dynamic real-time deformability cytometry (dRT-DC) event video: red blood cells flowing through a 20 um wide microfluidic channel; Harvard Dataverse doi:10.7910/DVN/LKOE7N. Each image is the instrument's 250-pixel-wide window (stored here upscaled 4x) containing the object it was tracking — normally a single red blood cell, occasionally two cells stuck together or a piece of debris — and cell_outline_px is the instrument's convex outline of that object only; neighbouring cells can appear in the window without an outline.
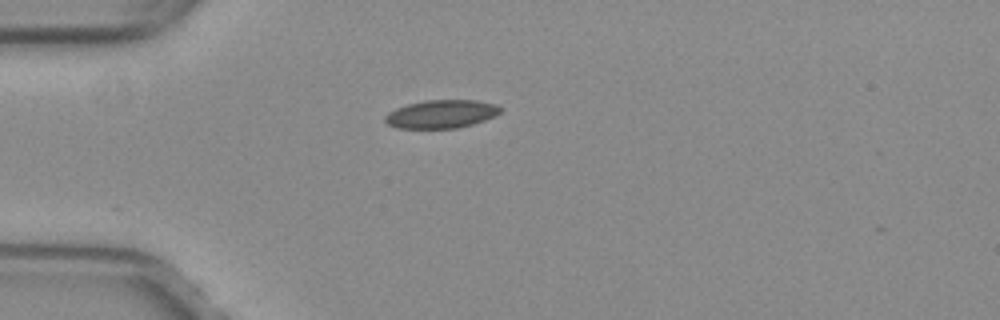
{"species": "common noctule bat (a hibernating species)", "species_latin": "Nyctalus noctula", "temperature_condition": "warm", "stored_images_in_passage": 39, "camera_frame_rate_fps": 3000, "um_per_image_px": 0.085, "animal": {"sex": "female", "body_mass_g": 29.2, "forearm_length_mm": 56.3}, "frame": {"image": 1, "passage_image": 1, "time_ms": 0.0, "image_size_px": [1000, 320], "cell_outline_px": [[500, 112], [496, 116], [472, 124], [456, 128], [396, 128], [388, 124], [384, 120], [384, 116], [388, 112], [396, 108], [408, 104], [424, 100], [476, 100], [496, 104], [500, 108]], "centroid_in_image_um": [37.49, 9.69], "position_along_channel_um": 47.5, "area_um2": 18.96}}
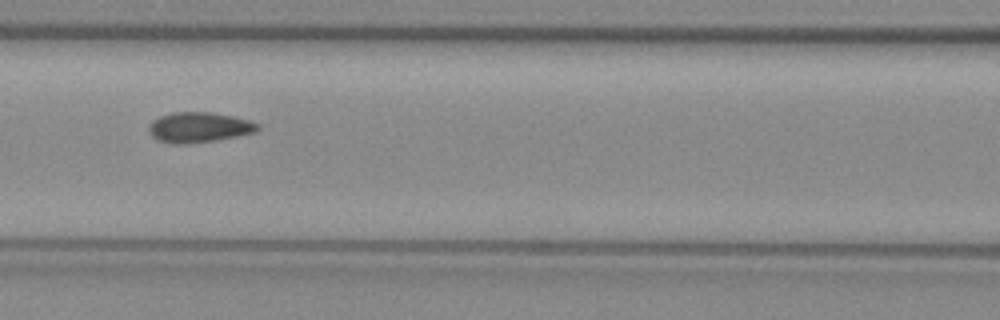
{"frame": {"image": 2, "passage_image": 10, "time_ms": 3.0, "image_size_px": [1000, 320], "cell_outline_px": [[260, 128], [252, 132], [236, 136], [216, 140], [188, 144], [172, 144], [156, 140], [152, 136], [148, 128], [148, 124], [152, 120], [160, 116], [172, 112], [212, 112], [232, 116], [248, 120], [260, 124]], "centroid_in_image_um": [16.86, 10.82], "position_along_channel_um": 149.7, "area_um2": 19.25}}
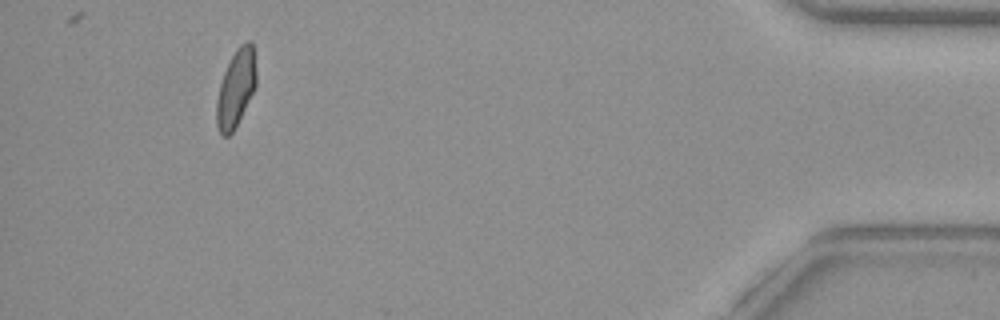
{"frame": {"image": 3, "passage_image": 35, "time_ms": 11.333, "image_size_px": [1000, 320], "cell_outline_px": [[256, 88], [232, 132], [228, 136], [224, 136], [220, 132], [216, 124], [216, 100], [220, 84], [224, 72], [236, 48], [244, 40], [252, 40], [256, 72]], "centroid_in_image_um": [20.06, 7.46], "position_along_channel_um": 415.1, "area_um2": 17.86}}